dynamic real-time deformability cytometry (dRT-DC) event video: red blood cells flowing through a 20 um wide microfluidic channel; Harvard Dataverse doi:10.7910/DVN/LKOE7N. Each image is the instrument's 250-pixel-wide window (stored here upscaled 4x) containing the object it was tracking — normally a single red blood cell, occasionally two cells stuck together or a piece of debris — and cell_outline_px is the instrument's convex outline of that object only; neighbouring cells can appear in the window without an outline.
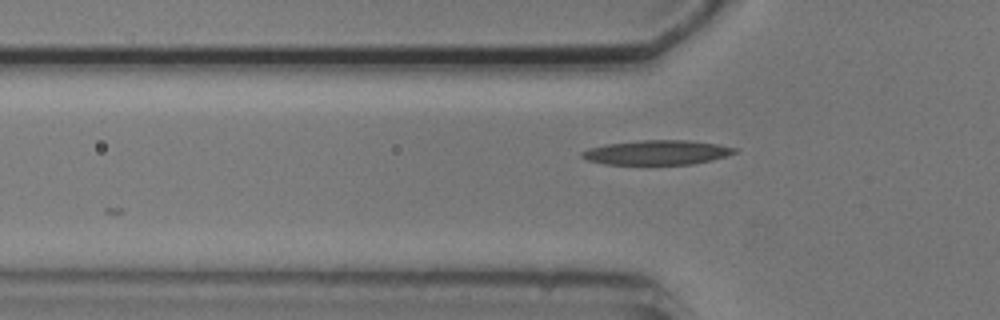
{"species": "common noctule bat (a hibernating species)", "species_latin": "Nyctalus noctula", "temperature_condition": "cold", "stored_images_in_passage": 6, "camera_frame_rate_fps": 3000, "um_per_image_px": 0.085, "animal": {"sex": "male", "body_mass_g": 20.5, "forearm_length_mm": 52.5}, "frame": {"image": 1, "passage_image": 3, "time_ms": 2.333, "image_size_px": [1000, 320], "cell_outline_px": [[736, 152], [724, 156], [692, 164], [604, 164], [588, 160], [580, 156], [580, 152], [588, 148], [604, 144], [640, 140], [688, 140], [716, 144], [736, 148]], "centroid_in_image_um": [55.76, 12.95], "position_along_channel_um": 70.0, "area_um2": 21.62}}
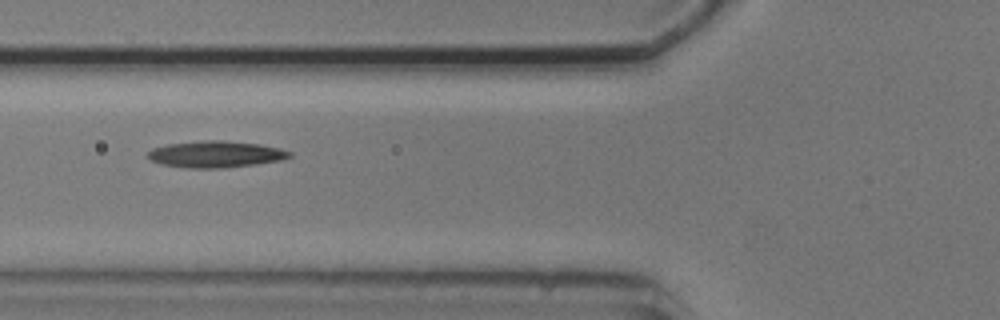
{"frame": {"image": 2, "passage_image": 4, "time_ms": 3.333, "image_size_px": [1000, 320], "cell_outline_px": [[292, 156], [280, 160], [256, 164], [224, 168], [184, 168], [160, 164], [152, 160], [148, 156], [148, 152], [152, 148], [168, 144], [204, 140], [224, 140], [260, 144], [280, 148], [292, 152]], "centroid_in_image_um": [18.34, 13.11], "position_along_channel_um": 107.5, "area_um2": 22.02}}
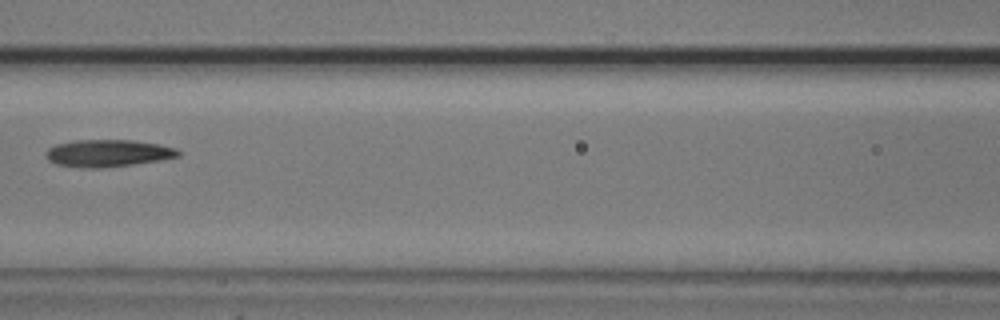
{"frame": {"image": 3, "passage_image": 5, "time_ms": 4.667, "image_size_px": [1000, 320], "cell_outline_px": [[180, 156], [160, 160], [132, 164], [100, 168], [88, 168], [56, 164], [48, 160], [44, 152], [48, 148], [56, 144], [72, 140], [132, 140], [160, 144], [176, 148], [180, 152]], "centroid_in_image_um": [9.16, 13.01], "position_along_channel_um": 157.4, "area_um2": 20.98}}